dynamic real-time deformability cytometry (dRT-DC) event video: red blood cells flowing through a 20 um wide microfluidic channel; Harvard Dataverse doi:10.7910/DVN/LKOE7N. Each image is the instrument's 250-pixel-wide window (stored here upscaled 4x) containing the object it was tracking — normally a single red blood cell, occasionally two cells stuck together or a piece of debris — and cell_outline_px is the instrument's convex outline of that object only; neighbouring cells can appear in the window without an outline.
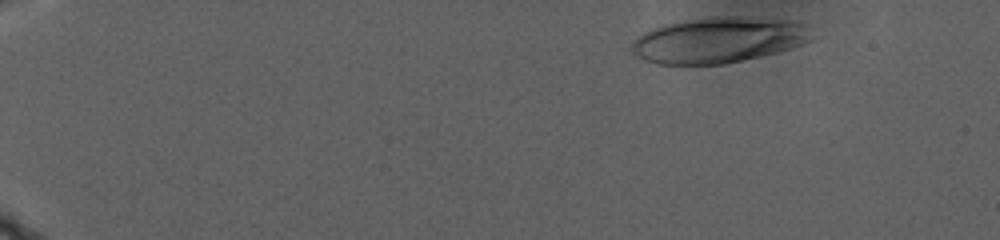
{"species": "human", "species_latin": "Homo sapiens", "temperature_condition": "warm", "stored_images_in_passage": 81, "camera_frame_rate_fps": 3000, "um_per_image_px": 0.085, "donor": {"sex": "male"}, "frame": {"image": 1, "passage_image": 7, "time_ms": 2.0, "image_size_px": [1000, 240], "cell_outline_px": [[816, 40], [792, 48], [760, 56], [724, 64], [656, 64], [644, 60], [636, 56], [628, 48], [644, 32], [660, 24], [684, 20], [712, 16], [728, 16], [800, 20], [812, 24]], "centroid_in_image_um": [61.19, 3.38], "position_along_channel_um": 23.8, "area_um2": 49.07}}
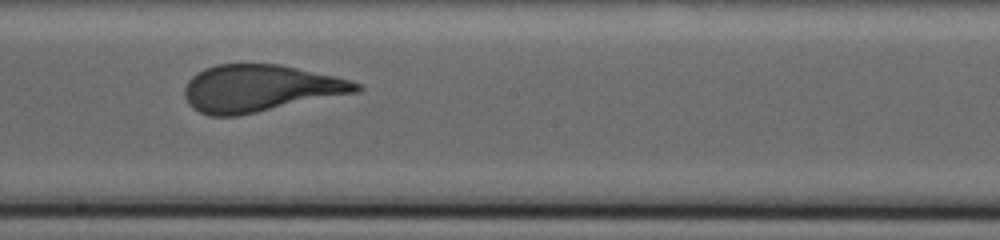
{"frame": {"image": 2, "passage_image": 56, "time_ms": 18.333, "image_size_px": [1000, 240], "cell_outline_px": [[364, 88], [360, 92], [236, 116], [208, 116], [192, 108], [188, 104], [184, 96], [184, 88], [188, 80], [192, 76], [204, 68], [216, 64], [280, 64], [336, 76], [352, 80], [360, 84]], "centroid_in_image_um": [22.11, 7.5], "position_along_channel_um": 226.1, "area_um2": 47.34}}
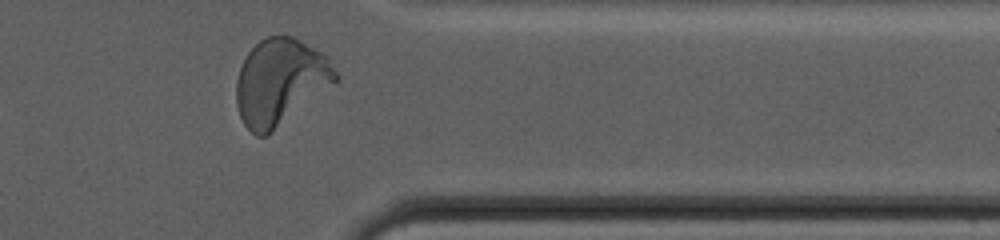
{"frame": {"image": 3, "passage_image": 79, "time_ms": 26.0, "image_size_px": [1000, 240], "cell_outline_px": [[340, 76], [336, 80], [264, 136], [256, 136], [244, 124], [240, 116], [236, 104], [236, 80], [240, 68], [248, 52], [260, 40], [268, 36], [292, 36], [328, 56]], "centroid_in_image_um": [23.78, 6.91], "position_along_channel_um": 387.6, "area_um2": 48.49}}